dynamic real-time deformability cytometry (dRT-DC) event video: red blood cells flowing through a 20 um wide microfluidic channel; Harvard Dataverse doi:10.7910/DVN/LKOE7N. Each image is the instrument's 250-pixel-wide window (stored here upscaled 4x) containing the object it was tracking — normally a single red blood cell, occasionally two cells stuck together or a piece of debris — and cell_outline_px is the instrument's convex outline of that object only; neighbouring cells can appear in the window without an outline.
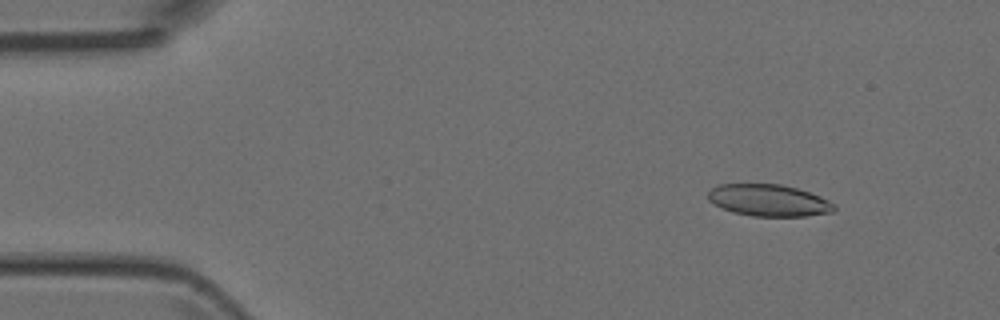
{"species": "Egyptian fruit bat (a non-hibernating species)", "species_latin": "Rousettus aegyptiacus", "temperature_condition": "room temperature", "stored_images_in_passage": 4, "camera_frame_rate_fps": 3000, "um_per_image_px": 0.085, "animal": {"sex": "female"}, "frame": {"image": 1, "passage_image": 2, "time_ms": 1.0, "image_size_px": [1000, 320], "cell_outline_px": [[836, 208], [832, 212], [804, 216], [752, 216], [732, 212], [708, 200], [708, 192], [712, 188], [720, 184], [780, 184], [796, 188], [820, 196], [836, 204]], "centroid_in_image_um": [65.36, 17.03], "position_along_channel_um": 19.6, "area_um2": 23.24}}